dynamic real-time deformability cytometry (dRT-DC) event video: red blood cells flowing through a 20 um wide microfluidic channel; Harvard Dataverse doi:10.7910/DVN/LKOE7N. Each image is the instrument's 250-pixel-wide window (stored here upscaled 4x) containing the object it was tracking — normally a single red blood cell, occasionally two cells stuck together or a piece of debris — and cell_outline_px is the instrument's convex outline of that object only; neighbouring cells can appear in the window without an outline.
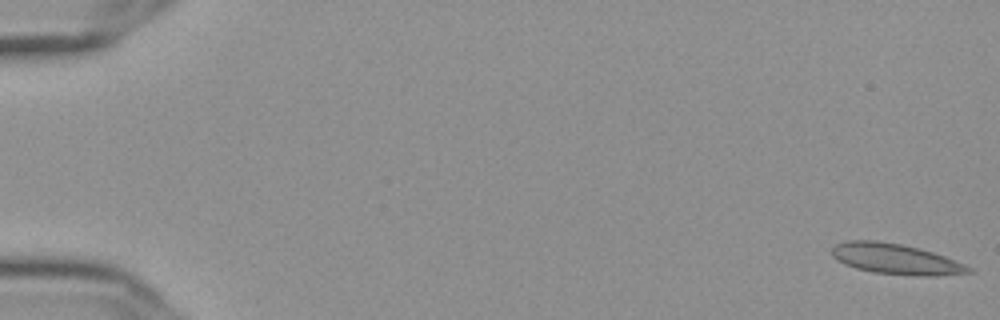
{"species": "Egyptian fruit bat (a non-hibernating species)", "species_latin": "Rousettus aegyptiacus", "temperature_condition": "cold", "stored_images_in_passage": 56, "camera_frame_rate_fps": 3000, "um_per_image_px": 0.085, "frame": {"image": 1, "passage_image": 1, "time_ms": 0.0, "image_size_px": [1000, 320], "cell_outline_px": [[976, 272], [936, 276], [916, 276], [872, 272], [856, 268], [844, 264], [832, 256], [832, 248], [836, 244], [848, 240], [876, 240], [900, 244], [920, 248], [944, 256], [964, 264], [972, 268]], "centroid_in_image_um": [76.15, 22.02], "position_along_channel_um": 8.9, "area_um2": 24.39}}
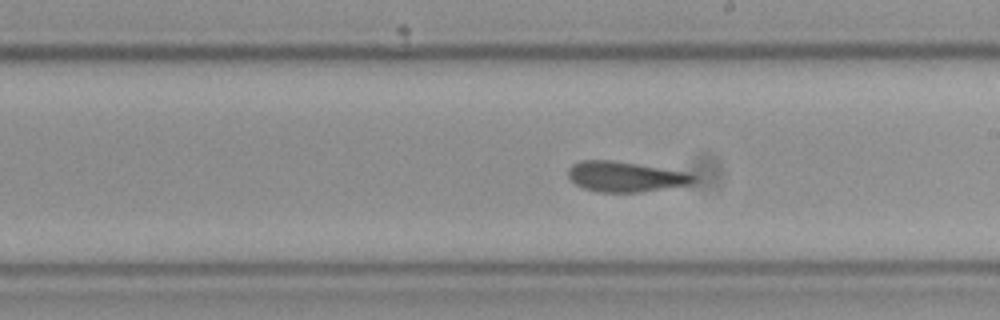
{"frame": {"image": 2, "passage_image": 33, "time_ms": 10.667, "image_size_px": [1000, 320], "cell_outline_px": [[700, 176], [692, 184], [640, 192], [600, 192], [584, 188], [576, 184], [568, 176], [568, 168], [572, 164], [580, 160], [612, 160], [688, 172]], "centroid_in_image_um": [53.2, 15.01], "position_along_channel_um": 235.8, "area_um2": 22.25}}
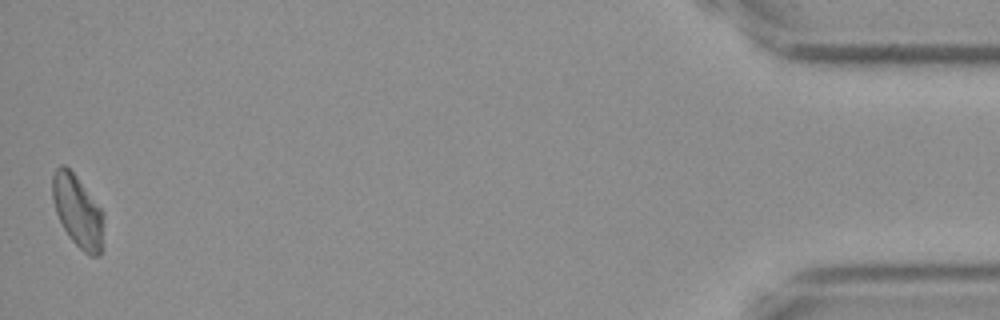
{"frame": {"image": 3, "passage_image": 56, "time_ms": 18.333, "image_size_px": [1000, 320], "cell_outline_px": [[104, 248], [100, 256], [92, 256], [84, 252], [68, 236], [56, 212], [52, 196], [52, 176], [56, 168], [60, 164], [64, 164], [76, 176], [104, 212]], "centroid_in_image_um": [6.65, 17.99], "position_along_channel_um": 428.6, "area_um2": 21.79}, "authors_computed_cell_mechanics": {"area_um2": 22.8021, "velocity_mm_per_s": 3.6186, "shape_relaxation_time_tau1_ms": null, "shape_relaxation_time_tau2_ms": 1.8725, "deformation_change_tau1": null, "deformation_change_tau2": 0.0744}}